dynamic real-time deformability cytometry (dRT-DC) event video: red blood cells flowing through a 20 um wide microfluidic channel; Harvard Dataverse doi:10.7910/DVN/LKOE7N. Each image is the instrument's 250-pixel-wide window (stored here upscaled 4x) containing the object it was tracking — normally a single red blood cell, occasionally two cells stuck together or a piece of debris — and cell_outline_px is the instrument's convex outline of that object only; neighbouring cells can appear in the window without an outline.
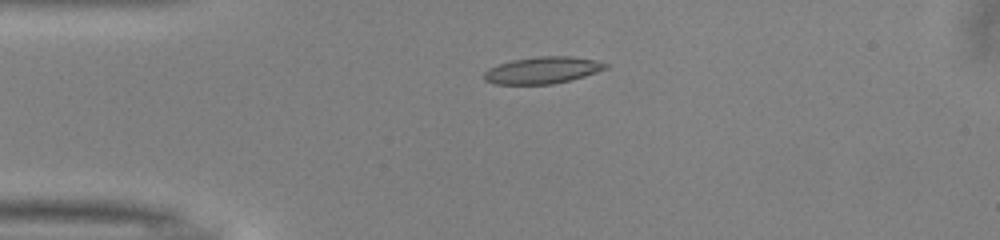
{"species": "common noctule bat (a hibernating species)", "species_latin": "Nyctalus noctula", "temperature_condition": "warm", "stored_images_in_passage": 29, "camera_frame_rate_fps": 3000, "um_per_image_px": 0.085, "animal": {"sex": "male", "body_mass_g": 13.0, "forearm_length_mm": 53.1}, "frame": {"image": 1, "passage_image": 1, "time_ms": 0.0, "image_size_px": [1000, 240], "cell_outline_px": [[608, 68], [572, 80], [552, 84], [496, 84], [484, 80], [484, 72], [488, 68], [512, 60], [536, 56], [572, 56], [592, 60], [608, 64]], "centroid_in_image_um": [46.1, 5.97], "position_along_channel_um": 38.9, "area_um2": 18.9}}
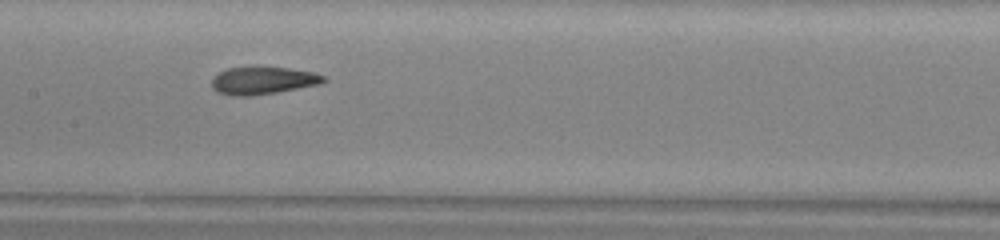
{"frame": {"image": 2, "passage_image": 14, "time_ms": 4.333, "image_size_px": [1000, 240], "cell_outline_px": [[328, 80], [320, 84], [276, 92], [252, 96], [232, 96], [216, 92], [212, 88], [212, 80], [220, 72], [228, 68], [252, 64], [288, 68], [312, 72], [324, 76]], "centroid_in_image_um": [22.32, 6.81], "position_along_channel_um": 185.1, "area_um2": 18.5}}
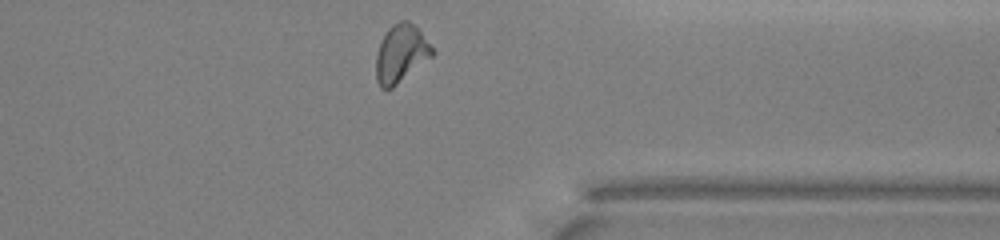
{"frame": {"image": 3, "passage_image": 29, "time_ms": 9.333, "image_size_px": [1000, 240], "cell_outline_px": [[436, 52], [432, 56], [392, 88], [380, 88], [376, 80], [376, 56], [380, 44], [388, 28], [392, 24], [400, 20], [408, 20], [420, 32]], "centroid_in_image_um": [34.06, 4.56], "position_along_channel_um": 377.3, "area_um2": 18.61}, "authors_computed_cell_mechanics": {"area_um2": 18.207, "velocity_mm_per_s": 4.0152, "shape_relaxation_time_tau1_ms": 6.7832, "shape_relaxation_time_tau2_ms": 2.5299, "deformation_change_tau1": 0.1982, "deformation_change_tau2": 0.0785}}